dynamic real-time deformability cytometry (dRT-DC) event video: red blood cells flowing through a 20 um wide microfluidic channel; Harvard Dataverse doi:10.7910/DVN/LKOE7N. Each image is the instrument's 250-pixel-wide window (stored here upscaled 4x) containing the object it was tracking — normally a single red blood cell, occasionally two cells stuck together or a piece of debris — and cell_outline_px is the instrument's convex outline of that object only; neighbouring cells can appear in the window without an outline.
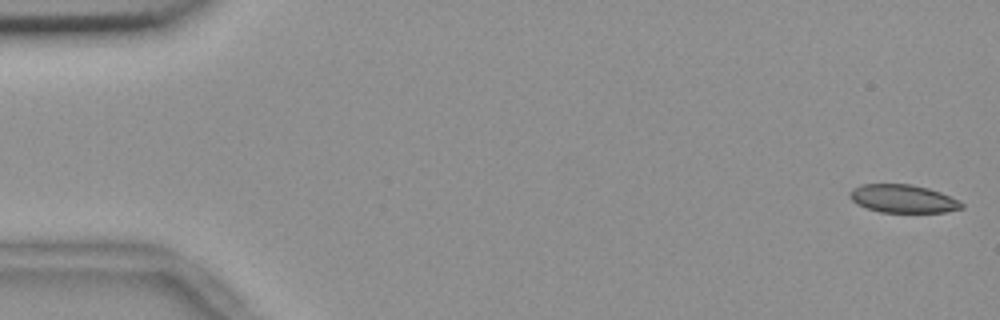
{"species": "common noctule bat (a hibernating species)", "species_latin": "Nyctalus noctula", "temperature_condition": "room temperature", "stored_images_in_passage": 55, "camera_frame_rate_fps": 3000, "um_per_image_px": 0.085, "animal": {"sex": "female", "body_mass_g": 18.4}, "frame": {"image": 1, "passage_image": 1, "time_ms": 0.0, "image_size_px": [1000, 320], "cell_outline_px": [[964, 208], [944, 212], [880, 212], [856, 204], [848, 196], [848, 192], [852, 188], [860, 184], [912, 184], [928, 188], [940, 192], [960, 200], [964, 204]], "centroid_in_image_um": [76.74, 16.88], "position_along_channel_um": 8.3, "area_um2": 18.5}}
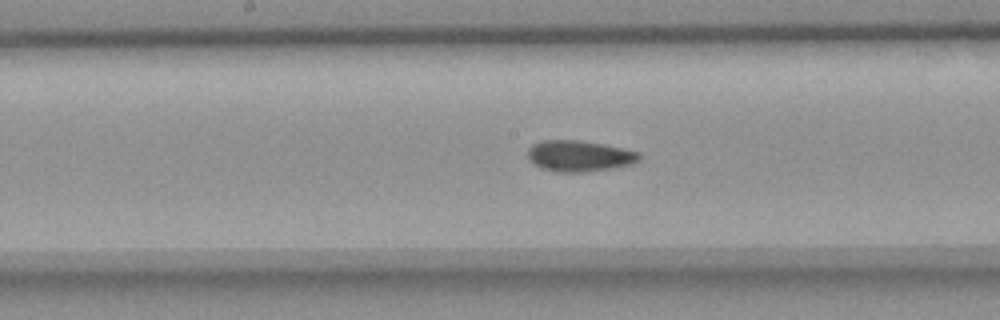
{"frame": {"image": 2, "passage_image": 28, "time_ms": 9.0, "image_size_px": [1000, 320], "cell_outline_px": [[640, 160], [632, 164], [612, 168], [580, 172], [556, 172], [540, 168], [532, 164], [528, 160], [528, 148], [532, 144], [540, 140], [576, 140], [604, 144], [640, 152]], "centroid_in_image_um": [49.2, 13.26], "position_along_channel_um": 199.0, "area_um2": 20.35}}
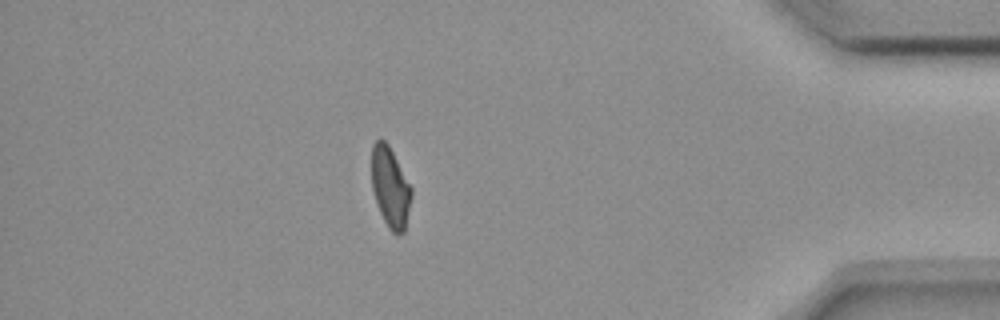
{"frame": {"image": 3, "passage_image": 48, "time_ms": 15.667, "image_size_px": [1000, 320], "cell_outline_px": [[412, 196], [404, 232], [400, 236], [392, 232], [388, 228], [380, 212], [372, 188], [372, 144], [380, 136], [388, 144], [412, 188]], "centroid_in_image_um": [33.18, 15.92], "position_along_channel_um": 402.0, "area_um2": 18.61}, "authors_computed_cell_mechanics": {"area_um2": 19.7676, "velocity_mm_per_s": 3.6805, "shape_relaxation_time_tau1_ms": 10.7371, "shape_relaxation_time_tau2_ms": 4.8921, "deformation_change_tau1": 0.1712, "deformation_change_tau2": 0.0986}}